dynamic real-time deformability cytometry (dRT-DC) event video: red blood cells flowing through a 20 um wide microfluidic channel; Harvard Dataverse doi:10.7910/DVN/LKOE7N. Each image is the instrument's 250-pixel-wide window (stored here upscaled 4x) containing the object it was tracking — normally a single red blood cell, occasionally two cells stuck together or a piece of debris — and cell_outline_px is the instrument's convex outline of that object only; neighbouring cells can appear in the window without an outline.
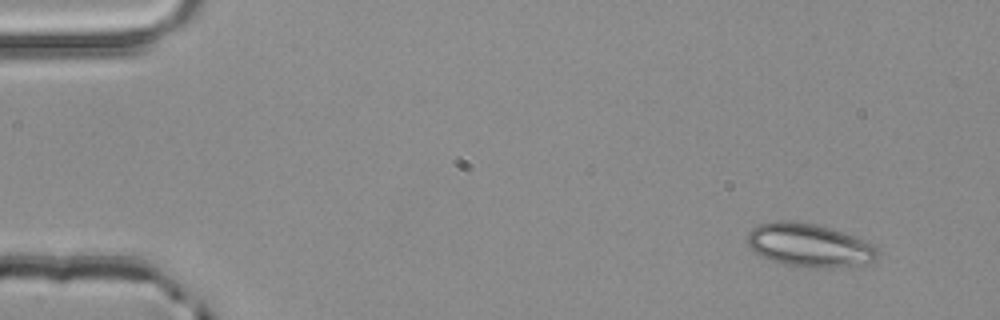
{"species": "common noctule bat (a hibernating species)", "species_latin": "Nyctalus noctula", "temperature_condition": "room temperature", "stored_images_in_passage": 3, "camera_frame_rate_fps": 3000, "um_per_image_px": 0.085, "animal": {"sex": "male", "body_mass_g": 20.4}, "frame": {"image": 1, "passage_image": 1, "time_ms": 0.0, "image_size_px": [1000, 320], "cell_outline_px": [[880, 252], [868, 264], [788, 264], [772, 260], [760, 256], [748, 244], [748, 232], [752, 228], [760, 224], [776, 220], [792, 220], [816, 224], [876, 244]], "centroid_in_image_um": [68.75, 20.76], "position_along_channel_um": 16.2, "area_um2": 31.39}}